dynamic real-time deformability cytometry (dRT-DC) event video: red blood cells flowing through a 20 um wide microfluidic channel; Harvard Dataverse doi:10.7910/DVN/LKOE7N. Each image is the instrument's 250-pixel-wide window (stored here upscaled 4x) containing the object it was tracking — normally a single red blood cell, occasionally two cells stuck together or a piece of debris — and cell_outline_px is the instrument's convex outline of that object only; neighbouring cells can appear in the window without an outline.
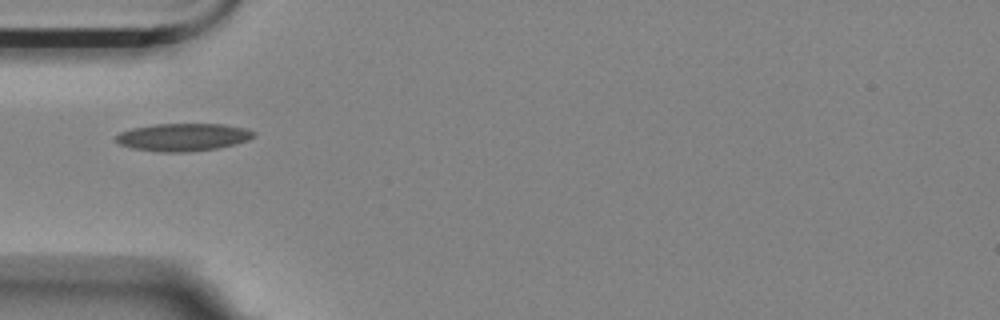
{"species": "Egyptian fruit bat (a non-hibernating species)", "species_latin": "Rousettus aegyptiacus", "temperature_condition": "room temperature", "stored_images_in_passage": 3, "camera_frame_rate_fps": 3000, "um_per_image_px": 0.085, "animal": {"sex": "female"}, "frame": {"image": 1, "passage_image": 1, "time_ms": 0.0, "image_size_px": [1000, 320], "cell_outline_px": [[256, 136], [248, 140], [216, 148], [188, 152], [160, 152], [132, 148], [120, 144], [116, 140], [116, 136], [120, 132], [132, 128], [156, 124], [224, 124], [244, 128], [256, 132]], "centroid_in_image_um": [15.56, 11.65], "position_along_channel_um": 69.4, "area_um2": 22.08}}
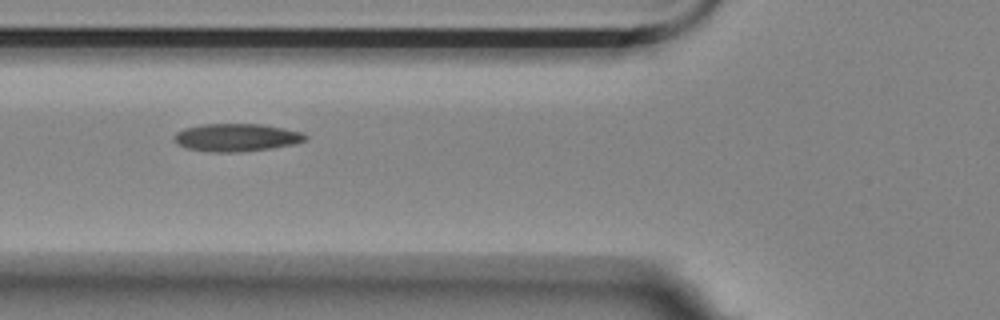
{"frame": {"image": 2, "passage_image": 2, "time_ms": 1.0, "image_size_px": [1000, 320], "cell_outline_px": [[308, 136], [304, 140], [296, 144], [240, 152], [208, 152], [184, 148], [176, 144], [172, 140], [172, 136], [176, 132], [184, 128], [204, 124], [260, 124], [284, 128], [304, 132]], "centroid_in_image_um": [20.04, 11.69], "position_along_channel_um": 105.8, "area_um2": 21.5}}
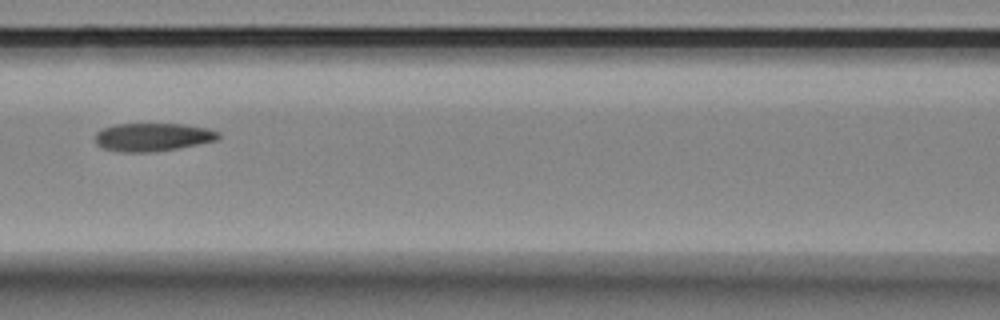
{"frame": {"image": 3, "passage_image": 3, "time_ms": 2.333, "image_size_px": [1000, 320], "cell_outline_px": [[220, 136], [216, 140], [156, 152], [120, 152], [104, 148], [96, 144], [96, 132], [104, 128], [116, 124], [180, 124], [208, 128], [220, 132]], "centroid_in_image_um": [12.97, 11.65], "position_along_channel_um": 153.6, "area_um2": 20.06}}